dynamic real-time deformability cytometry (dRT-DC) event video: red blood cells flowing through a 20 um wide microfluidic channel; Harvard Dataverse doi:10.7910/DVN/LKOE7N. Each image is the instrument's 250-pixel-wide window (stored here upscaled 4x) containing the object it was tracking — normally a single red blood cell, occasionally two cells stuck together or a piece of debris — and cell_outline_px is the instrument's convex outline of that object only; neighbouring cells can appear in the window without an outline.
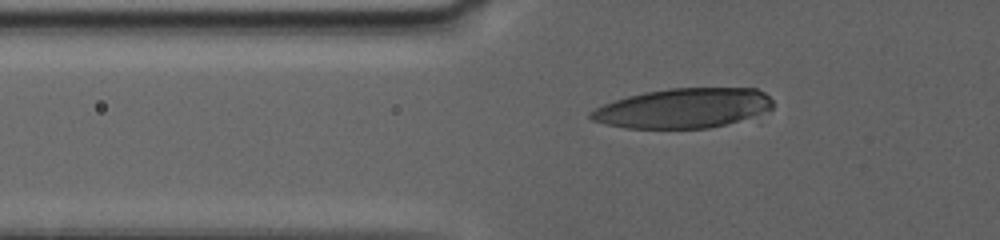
{"species": "human", "species_latin": "Homo sapiens", "temperature_condition": "warm", "stored_images_in_passage": 6, "camera_frame_rate_fps": 3000, "um_per_image_px": 0.085, "donor": {"sex": "female"}, "frame": {"image": 1, "passage_image": 4, "time_ms": 2.0, "image_size_px": [1000, 240], "cell_outline_px": [[772, 108], [724, 124], [708, 128], [624, 128], [592, 120], [588, 116], [588, 112], [604, 104], [628, 96], [644, 92], [668, 88], [756, 88], [764, 92], [772, 100]], "centroid_in_image_um": [58.02, 9.18], "position_along_channel_um": 67.8, "area_um2": 41.56}}